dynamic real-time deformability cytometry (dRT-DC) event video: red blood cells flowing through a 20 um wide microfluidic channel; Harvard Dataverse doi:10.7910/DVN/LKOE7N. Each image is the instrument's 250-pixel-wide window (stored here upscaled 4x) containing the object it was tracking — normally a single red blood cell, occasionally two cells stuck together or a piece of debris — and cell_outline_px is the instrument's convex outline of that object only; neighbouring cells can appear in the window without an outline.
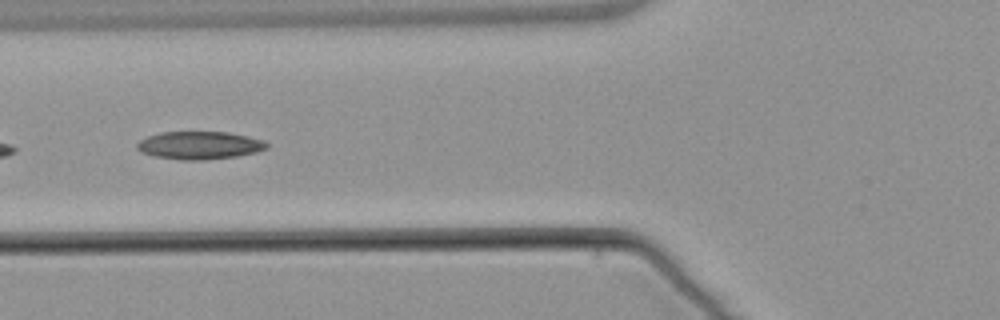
{"species": "common noctule bat (a hibernating species)", "species_latin": "Nyctalus noctula", "temperature_condition": "warm", "stored_images_in_passage": 6, "camera_frame_rate_fps": 3000, "um_per_image_px": 0.085, "animal": {"sex": "male", "body_mass_g": 21.5, "forearm_length_mm": 52.0}, "frame": {"image": 1, "passage_image": 5, "time_ms": 4.667, "image_size_px": [1000, 320], "cell_outline_px": [[268, 148], [256, 152], [236, 156], [204, 160], [180, 160], [152, 156], [140, 152], [136, 148], [136, 144], [140, 140], [148, 136], [160, 132], [228, 132], [248, 136], [264, 140], [268, 144]], "centroid_in_image_um": [16.94, 12.35], "position_along_channel_um": 108.9, "area_um2": 21.21}}